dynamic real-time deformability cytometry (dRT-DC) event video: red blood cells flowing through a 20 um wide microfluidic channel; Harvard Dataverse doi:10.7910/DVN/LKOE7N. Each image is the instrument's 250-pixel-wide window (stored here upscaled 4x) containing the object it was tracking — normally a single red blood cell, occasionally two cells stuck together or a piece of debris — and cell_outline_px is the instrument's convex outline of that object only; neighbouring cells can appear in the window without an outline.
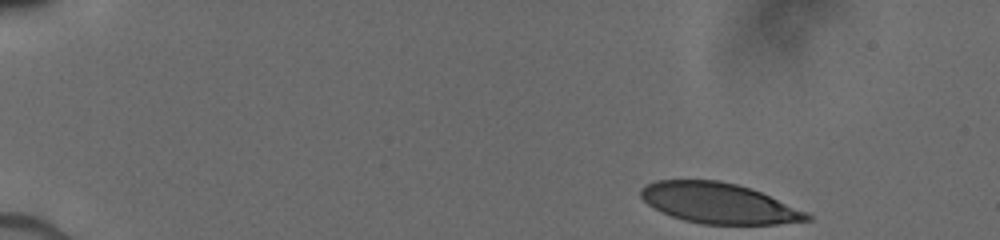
{"species": "human", "species_latin": "Homo sapiens", "temperature_condition": "cold", "stored_images_in_passage": 31, "camera_frame_rate_fps": 3000, "um_per_image_px": 0.085, "donor": {"sex": "male"}, "frame": {"image": 1, "passage_image": 1, "time_ms": 0.0, "image_size_px": [1000, 240], "cell_outline_px": [[812, 220], [776, 224], [700, 224], [684, 220], [672, 216], [648, 204], [640, 196], [640, 188], [656, 180], [720, 180], [736, 184], [760, 192], [808, 212], [812, 216]], "centroid_in_image_um": [61.11, 17.27], "position_along_channel_um": 23.9, "area_um2": 38.9}}
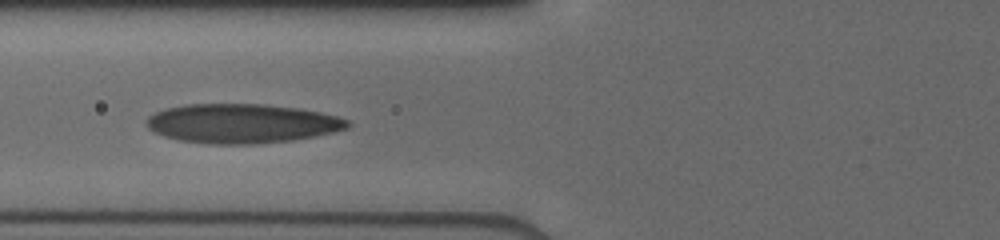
{"frame": {"image": 2, "passage_image": 22, "time_ms": 5.0, "image_size_px": [1000, 240], "cell_outline_px": [[352, 124], [348, 128], [316, 136], [292, 140], [260, 144], [208, 144], [180, 140], [164, 136], [152, 132], [144, 124], [144, 120], [148, 116], [156, 112], [168, 108], [188, 104], [264, 104], [296, 108], [320, 112], [336, 116], [348, 120]], "centroid_in_image_um": [20.54, 10.5], "position_along_channel_um": 105.3, "area_um2": 46.24}}
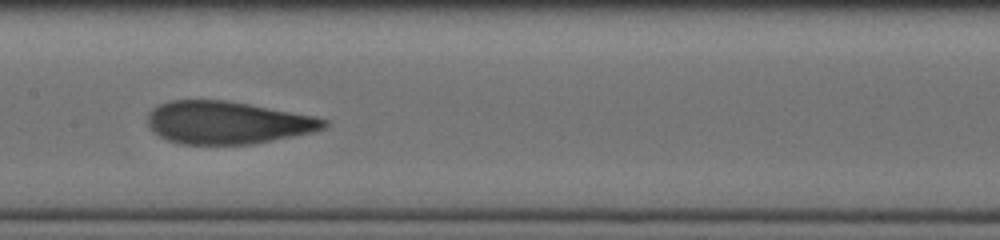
{"frame": {"image": 3, "passage_image": 30, "time_ms": 7.0, "image_size_px": [1000, 240], "cell_outline_px": [[328, 124], [324, 128], [312, 132], [252, 144], [180, 144], [168, 140], [160, 136], [148, 124], [148, 112], [152, 108], [168, 100], [224, 100], [248, 104], [312, 116], [328, 120]], "centroid_in_image_um": [19.3, 10.42], "position_along_channel_um": 188.1, "area_um2": 43.35}}